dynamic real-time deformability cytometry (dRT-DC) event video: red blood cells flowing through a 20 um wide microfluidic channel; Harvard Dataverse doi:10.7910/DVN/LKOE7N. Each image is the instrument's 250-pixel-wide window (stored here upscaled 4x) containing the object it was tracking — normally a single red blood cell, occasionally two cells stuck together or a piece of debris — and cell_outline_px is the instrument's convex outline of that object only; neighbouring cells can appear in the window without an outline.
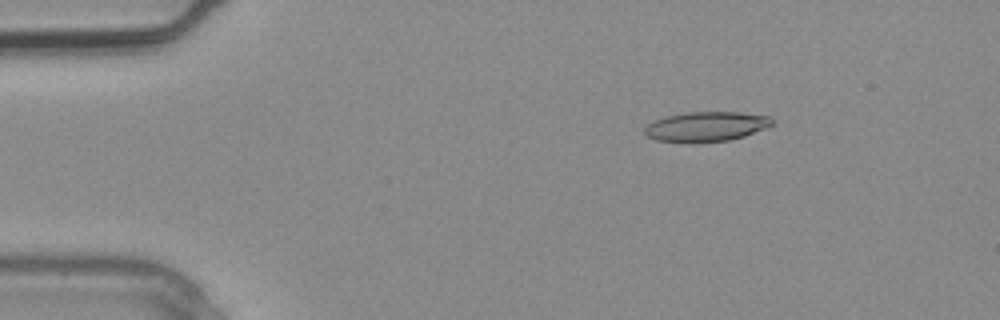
{"species": "common noctule bat (a hibernating species)", "species_latin": "Nyctalus noctula", "temperature_condition": "warm", "stored_images_in_passage": 3, "camera_frame_rate_fps": 3000, "um_per_image_px": 0.085, "animal": {"sex": "male", "body_mass_g": 20.4}, "frame": {"image": 1, "passage_image": 2, "time_ms": 0.333, "image_size_px": [1000, 320], "cell_outline_px": [[776, 124], [744, 136], [728, 140], [656, 140], [648, 136], [644, 132], [644, 128], [648, 124], [664, 116], [688, 112], [740, 112], [772, 116], [776, 120]], "centroid_in_image_um": [60.13, 10.7], "position_along_channel_um": 24.9, "area_um2": 21.56}}